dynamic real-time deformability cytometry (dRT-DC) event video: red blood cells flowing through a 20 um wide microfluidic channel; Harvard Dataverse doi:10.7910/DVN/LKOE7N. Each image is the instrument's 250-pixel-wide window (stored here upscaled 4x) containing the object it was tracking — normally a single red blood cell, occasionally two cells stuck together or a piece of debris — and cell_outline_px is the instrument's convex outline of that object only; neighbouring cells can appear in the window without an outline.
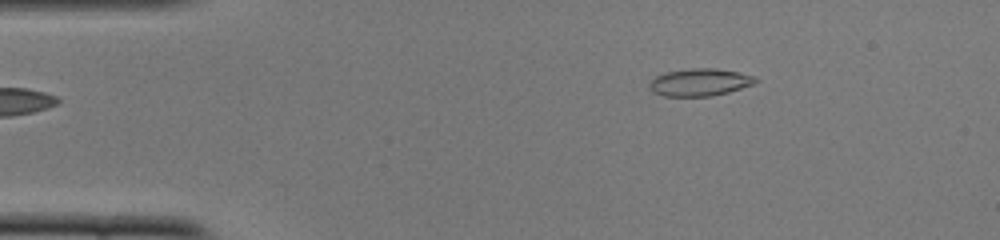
{"species": "common noctule bat (a hibernating species)", "species_latin": "Nyctalus noctula", "temperature_condition": "cold", "stored_images_in_passage": 44, "camera_frame_rate_fps": 3000, "um_per_image_px": 0.085, "animal": {"sex": "female", "body_mass_g": 22.0, "forearm_length_mm": 56.7}, "frame": {"image": 1, "passage_image": 1, "time_ms": 0.0, "image_size_px": [1000, 240], "cell_outline_px": [[760, 80], [752, 84], [728, 92], [712, 96], [664, 96], [652, 92], [648, 88], [648, 84], [656, 76], [664, 72], [692, 68], [716, 68], [736, 72], [752, 76]], "centroid_in_image_um": [59.42, 6.99], "position_along_channel_um": 25.6, "area_um2": 16.88}}
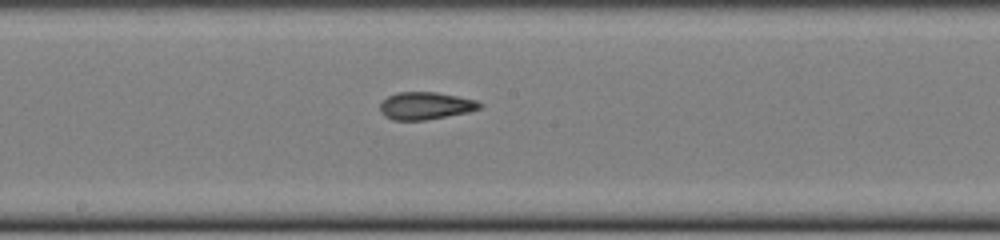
{"frame": {"image": 2, "passage_image": 20, "time_ms": 6.333, "image_size_px": [1000, 240], "cell_outline_px": [[484, 104], [480, 108], [468, 112], [424, 120], [392, 120], [384, 116], [380, 112], [380, 104], [388, 96], [396, 92], [436, 92], [476, 100]], "centroid_in_image_um": [36.15, 8.99], "position_along_channel_um": 212.0, "area_um2": 15.9}}
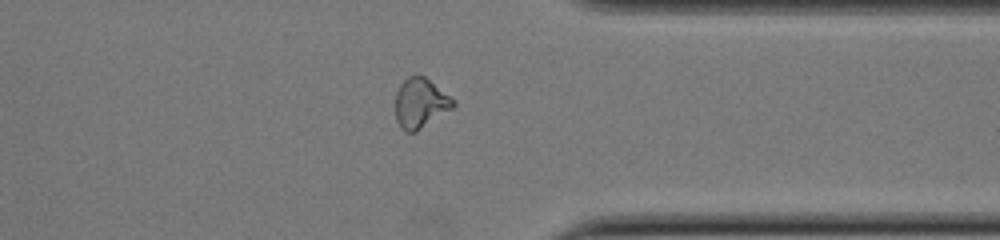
{"frame": {"image": 3, "passage_image": 33, "time_ms": 10.667, "image_size_px": [1000, 240], "cell_outline_px": [[456, 104], [452, 108], [416, 132], [404, 132], [400, 128], [396, 120], [396, 92], [400, 84], [408, 76], [424, 76], [456, 100]], "centroid_in_image_um": [35.73, 8.78], "position_along_channel_um": 375.7, "area_um2": 16.76}, "authors_computed_cell_mechanics": {"area_um2": 16.473, "velocity_mm_per_s": 3.8928, "shape_relaxation_time_tau1_ms": 7.3861, "shape_relaxation_time_tau2_ms": 1.7149, "deformation_change_tau1": 0.1859, "deformation_change_tau2": 0.0751}}